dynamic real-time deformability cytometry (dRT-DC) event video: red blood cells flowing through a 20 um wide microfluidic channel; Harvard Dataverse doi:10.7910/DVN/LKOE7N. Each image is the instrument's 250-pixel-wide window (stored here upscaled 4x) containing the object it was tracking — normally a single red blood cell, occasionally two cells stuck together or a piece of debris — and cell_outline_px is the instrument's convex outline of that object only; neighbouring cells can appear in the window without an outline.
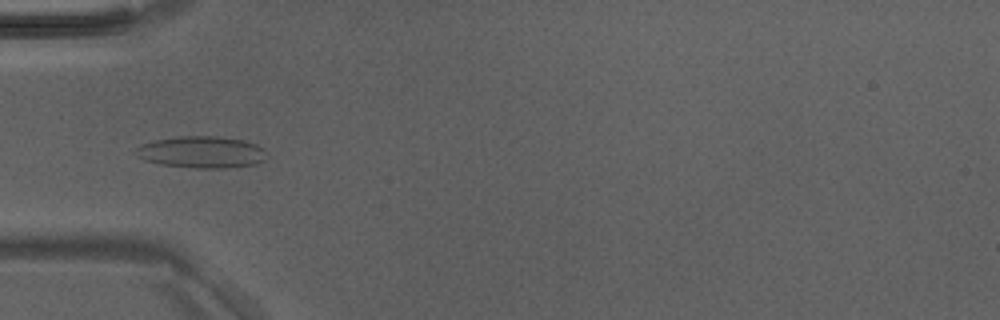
{"species": "Egyptian fruit bat (a non-hibernating species)", "species_latin": "Rousettus aegyptiacus", "temperature_condition": "room temperature", "stored_images_in_passage": 20, "camera_frame_rate_fps": 3000, "um_per_image_px": 0.085, "animal": {"sex": "male"}, "frame": {"image": 1, "passage_image": 15, "time_ms": 4.667, "image_size_px": [1000, 320], "cell_outline_px": [[268, 156], [264, 160], [256, 164], [228, 168], [196, 168], [160, 164], [144, 160], [136, 156], [132, 152], [140, 144], [152, 140], [176, 136], [216, 136], [244, 140], [256, 144], [264, 148]], "centroid_in_image_um": [17.11, 12.92], "position_along_channel_um": 67.9, "area_um2": 24.68}}